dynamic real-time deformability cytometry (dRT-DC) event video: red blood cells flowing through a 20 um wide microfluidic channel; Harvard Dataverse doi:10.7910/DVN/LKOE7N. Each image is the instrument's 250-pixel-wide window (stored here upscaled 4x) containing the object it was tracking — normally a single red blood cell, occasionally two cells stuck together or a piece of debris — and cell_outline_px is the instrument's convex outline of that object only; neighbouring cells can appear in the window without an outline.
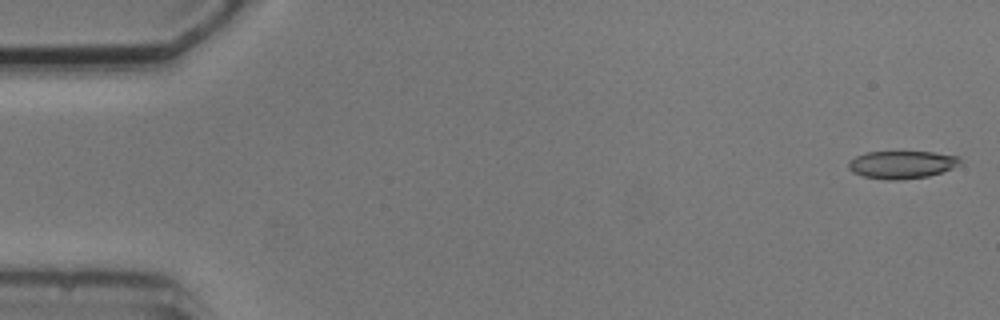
{"species": "common noctule bat (a hibernating species)", "species_latin": "Nyctalus noctula", "temperature_condition": "cold", "stored_images_in_passage": 10, "camera_frame_rate_fps": 3000, "um_per_image_px": 0.085, "animal": {"sex": "male", "body_mass_g": 20.5, "forearm_length_mm": 52.5}, "frame": {"image": 1, "passage_image": 1, "time_ms": 0.0, "image_size_px": [1000, 320], "cell_outline_px": [[964, 164], [928, 176], [900, 180], [888, 180], [864, 176], [852, 172], [848, 168], [848, 160], [864, 152], [932, 152], [960, 156]], "centroid_in_image_um": [76.67, 13.98], "position_along_channel_um": 8.3, "area_um2": 18.21}}
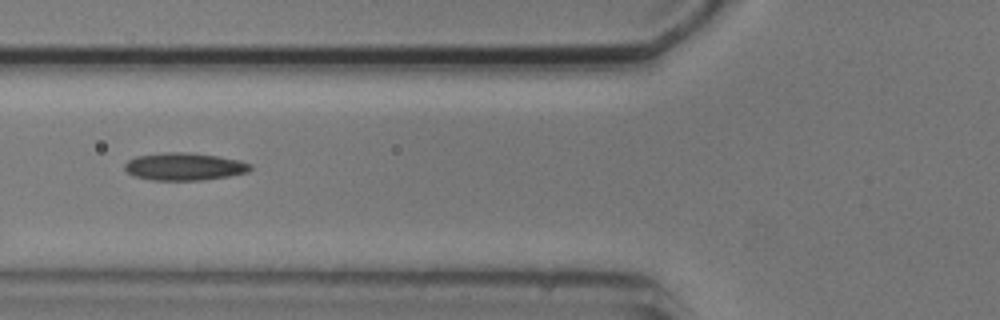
{"frame": {"image": 2, "passage_image": 5, "time_ms": 6.333, "image_size_px": [1000, 320], "cell_outline_px": [[252, 168], [248, 172], [228, 176], [204, 180], [152, 180], [132, 176], [124, 168], [124, 164], [128, 160], [136, 156], [168, 152], [184, 152], [216, 156], [240, 160], [252, 164]], "centroid_in_image_um": [15.66, 14.16], "position_along_channel_um": 110.1, "area_um2": 20.17}}
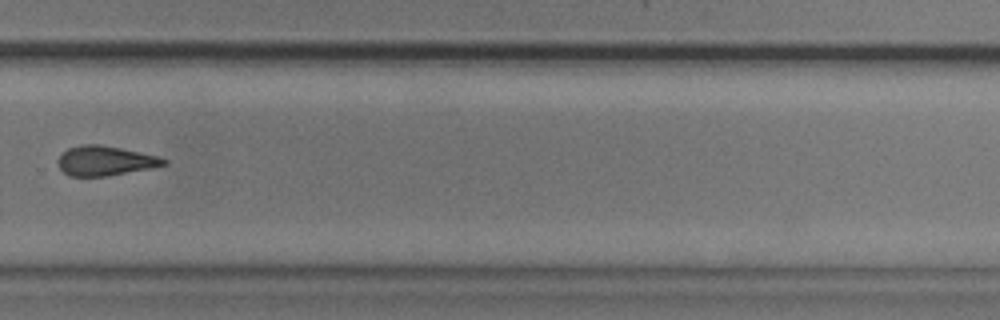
{"frame": {"image": 3, "passage_image": 10, "time_ms": 12.0, "image_size_px": [1000, 320], "cell_outline_px": [[168, 164], [152, 168], [108, 176], [68, 176], [60, 168], [56, 160], [68, 148], [80, 144], [100, 144], [160, 156], [168, 160]], "centroid_in_image_um": [8.96, 13.66], "position_along_channel_um": 320.8, "area_um2": 18.44}}